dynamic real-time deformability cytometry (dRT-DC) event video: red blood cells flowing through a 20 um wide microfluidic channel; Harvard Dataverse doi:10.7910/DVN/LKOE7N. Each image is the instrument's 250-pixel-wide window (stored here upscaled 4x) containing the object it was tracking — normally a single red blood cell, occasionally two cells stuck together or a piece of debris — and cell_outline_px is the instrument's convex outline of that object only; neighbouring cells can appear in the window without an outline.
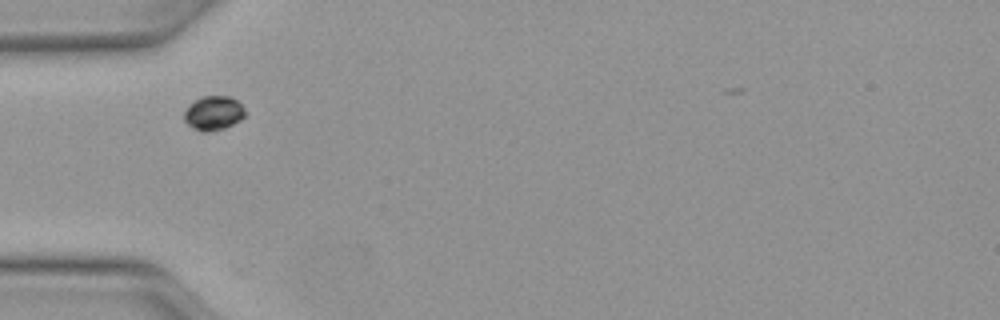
{"species": "Egyptian fruit bat (a non-hibernating species)", "species_latin": "Rousettus aegyptiacus", "temperature_condition": "warm", "stored_images_in_passage": 23, "camera_frame_rate_fps": 3000, "um_per_image_px": 0.085, "animal": {"sex": "female"}, "frame": {"image": 1, "passage_image": 1, "time_ms": 0.0, "image_size_px": [1000, 320], "cell_outline_px": [[244, 116], [240, 120], [224, 128], [208, 132], [200, 132], [192, 128], [184, 120], [184, 112], [196, 100], [204, 96], [228, 96], [236, 100], [244, 108]], "centroid_in_image_um": [18.14, 9.63], "position_along_channel_um": 66.9, "area_um2": 11.91}}